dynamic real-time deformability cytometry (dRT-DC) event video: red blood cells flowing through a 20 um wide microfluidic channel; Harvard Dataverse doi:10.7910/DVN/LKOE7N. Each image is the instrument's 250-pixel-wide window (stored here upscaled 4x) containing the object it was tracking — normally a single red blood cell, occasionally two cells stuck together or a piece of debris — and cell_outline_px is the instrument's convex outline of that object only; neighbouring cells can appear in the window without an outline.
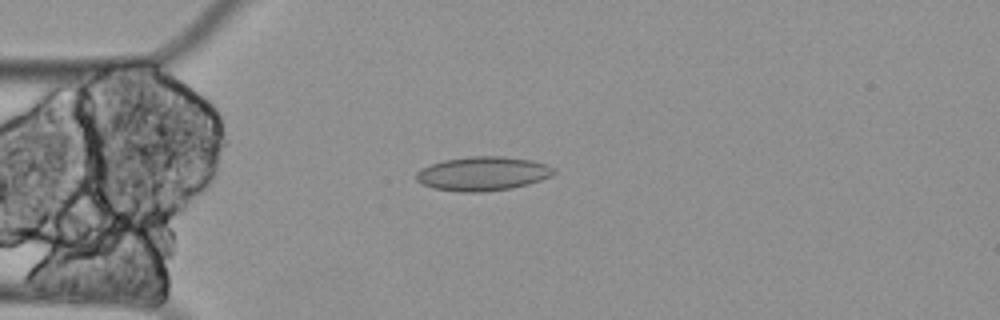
{"species": "Egyptian fruit bat (a non-hibernating species)", "species_latin": "Rousettus aegyptiacus", "temperature_condition": "cold", "stored_images_in_passage": 54, "camera_frame_rate_fps": 3000, "um_per_image_px": 0.085, "animal": {"sex": "female"}, "frame": {"image": 1, "passage_image": 10, "time_ms": 3.0, "image_size_px": [1000, 320], "cell_outline_px": [[556, 172], [552, 176], [528, 184], [512, 188], [484, 192], [460, 192], [432, 188], [416, 180], [416, 172], [420, 168], [444, 160], [472, 156], [504, 156], [532, 160], [556, 168]], "centroid_in_image_um": [41.05, 14.76], "position_along_channel_um": 44.0, "area_um2": 27.4}}
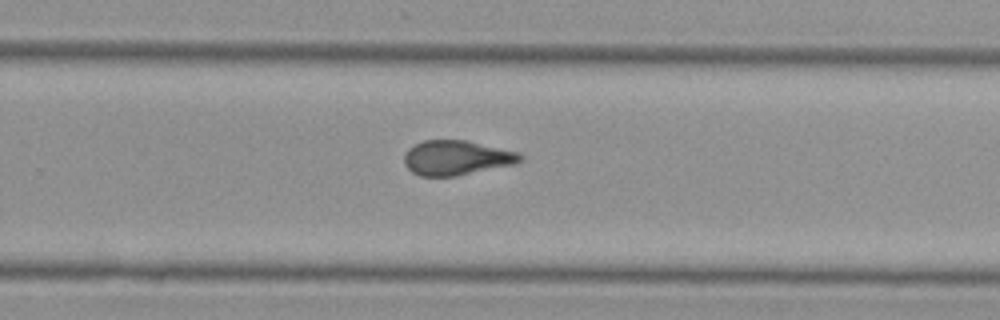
{"frame": {"image": 2, "passage_image": 33, "time_ms": 10.667, "image_size_px": [1000, 320], "cell_outline_px": [[524, 160], [516, 164], [456, 176], [420, 176], [412, 172], [404, 164], [404, 152], [408, 148], [424, 140], [464, 140], [520, 152], [524, 156]], "centroid_in_image_um": [38.83, 13.41], "position_along_channel_um": 291.0, "area_um2": 23.64}}
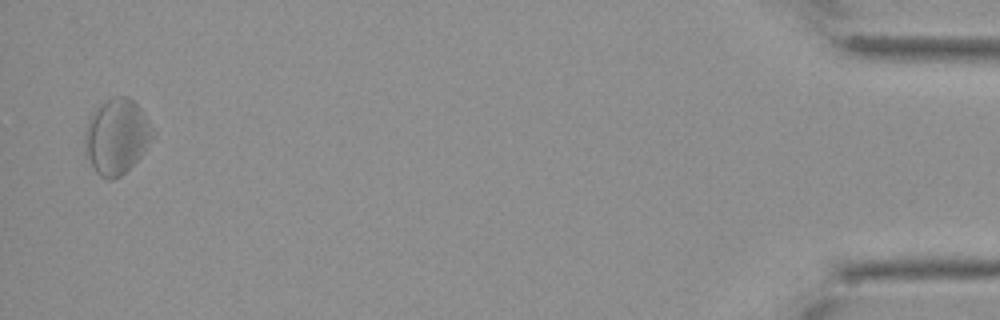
{"frame": {"image": 3, "passage_image": 53, "time_ms": 17.333, "image_size_px": [1000, 320], "cell_outline_px": [[156, 132], [140, 156], [120, 176], [112, 180], [108, 180], [100, 176], [92, 168], [84, 144], [84, 136], [92, 112], [100, 104], [112, 96], [128, 96], [140, 108]], "centroid_in_image_um": [9.91, 11.59], "position_along_channel_um": 425.3, "area_um2": 29.48}, "authors_computed_cell_mechanics": {"area_um2": 25.432, "velocity_mm_per_s": 3.2989, "shape_relaxation_time_tau1_ms": null, "shape_relaxation_time_tau2_ms": 4.6333, "deformation_change_tau1": null, "deformation_change_tau2": 0.1041}}